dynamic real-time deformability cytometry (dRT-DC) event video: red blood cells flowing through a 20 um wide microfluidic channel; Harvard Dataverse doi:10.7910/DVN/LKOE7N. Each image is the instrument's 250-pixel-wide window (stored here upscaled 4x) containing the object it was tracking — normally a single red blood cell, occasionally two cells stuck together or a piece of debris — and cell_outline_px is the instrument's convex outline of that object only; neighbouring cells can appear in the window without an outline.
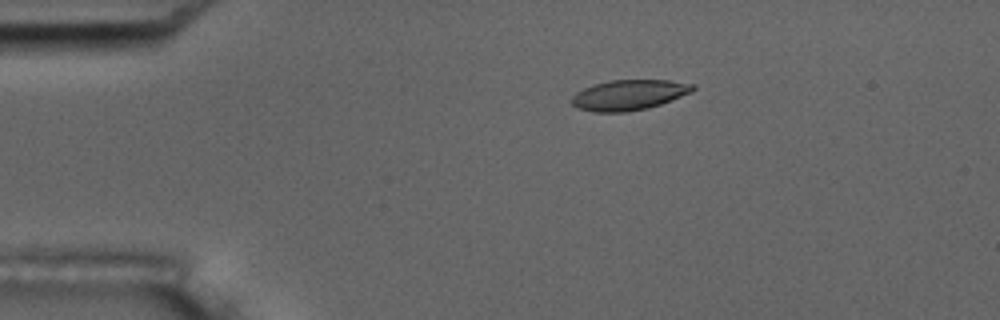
{"species": "common noctule bat (a hibernating species)", "species_latin": "Nyctalus noctula", "temperature_condition": "room temperature", "stored_images_in_passage": 55, "camera_frame_rate_fps": 3000, "um_per_image_px": 0.085, "animal": {"sex": "male", "body_mass_g": 17.5, "forearm_length_mm": 52.3}, "frame": {"image": 1, "passage_image": 11, "time_ms": 3.333, "image_size_px": [1000, 320], "cell_outline_px": [[696, 88], [692, 92], [672, 100], [648, 108], [628, 112], [592, 112], [580, 108], [572, 104], [572, 96], [576, 92], [584, 88], [608, 80], [668, 80], [696, 84]], "centroid_in_image_um": [53.5, 8.07], "position_along_channel_um": 31.5, "area_um2": 21.44}}
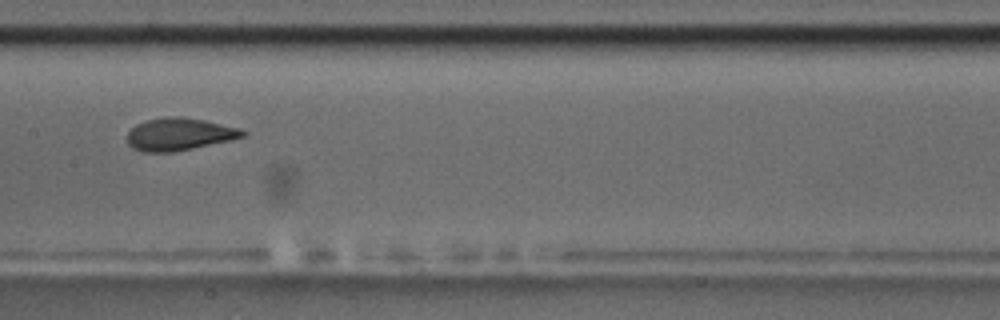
{"frame": {"image": 2, "passage_image": 28, "time_ms": 9.0, "image_size_px": [1000, 320], "cell_outline_px": [[248, 132], [244, 136], [228, 140], [192, 148], [172, 152], [144, 152], [132, 148], [128, 144], [128, 132], [136, 124], [148, 120], [164, 116], [180, 116], [204, 120], [240, 128]], "centroid_in_image_um": [15.22, 11.4], "position_along_channel_um": 192.2, "area_um2": 21.68}}
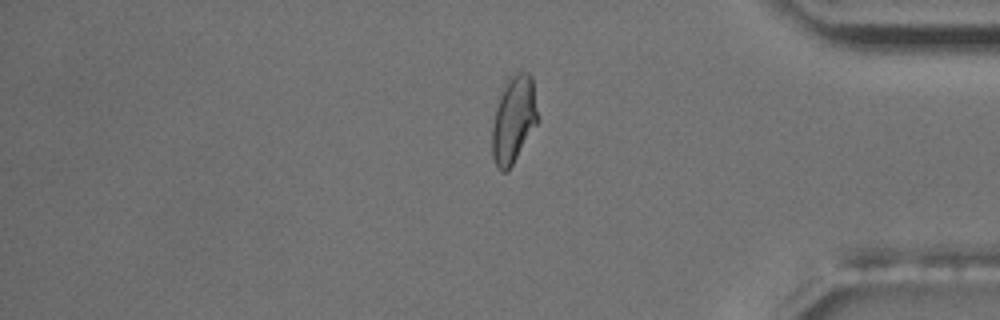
{"frame": {"image": 3, "passage_image": 46, "time_ms": 15.0, "image_size_px": [1000, 320], "cell_outline_px": [[540, 120], [508, 172], [500, 172], [492, 156], [492, 128], [496, 108], [500, 96], [504, 88], [512, 76], [516, 72], [528, 72], [532, 76]], "centroid_in_image_um": [43.7, 10.2], "position_along_channel_um": 391.5, "area_um2": 23.24}, "authors_computed_cell_mechanics": {"area_um2": 21.4438, "velocity_mm_per_s": 3.6968, "shape_relaxation_time_tau1_ms": 3.4863, "shape_relaxation_time_tau2_ms": 0.8047, "deformation_change_tau1": 0.1319, "deformation_change_tau2": 0.0516}}